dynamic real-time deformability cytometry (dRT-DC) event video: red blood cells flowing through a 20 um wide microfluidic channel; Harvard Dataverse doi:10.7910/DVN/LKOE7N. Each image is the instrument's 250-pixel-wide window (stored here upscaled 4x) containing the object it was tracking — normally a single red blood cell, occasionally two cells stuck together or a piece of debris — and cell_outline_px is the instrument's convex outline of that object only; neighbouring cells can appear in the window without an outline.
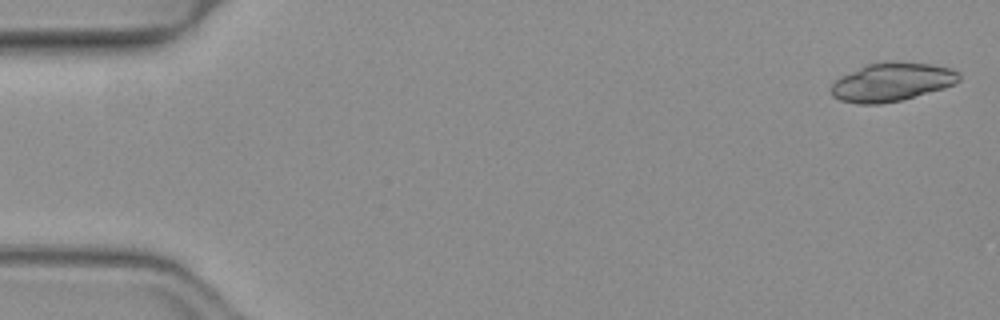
{"species": "common noctule bat (a hibernating species)", "species_latin": "Nyctalus noctula", "temperature_condition": "warm", "stored_images_in_passage": 18, "camera_frame_rate_fps": 3000, "um_per_image_px": 0.085, "animal": {"sex": "female", "body_mass_g": 19.3, "forearm_length_mm": 54.1}, "frame": {"image": 1, "passage_image": 2, "time_ms": 0.333, "image_size_px": [1000, 320], "cell_outline_px": [[960, 80], [944, 88], [900, 100], [880, 104], [856, 104], [840, 100], [832, 96], [832, 84], [840, 76], [868, 64], [880, 60], [896, 60], [932, 64], [952, 68], [960, 72]], "centroid_in_image_um": [75.82, 6.94], "position_along_channel_um": 9.2, "area_um2": 29.02}}